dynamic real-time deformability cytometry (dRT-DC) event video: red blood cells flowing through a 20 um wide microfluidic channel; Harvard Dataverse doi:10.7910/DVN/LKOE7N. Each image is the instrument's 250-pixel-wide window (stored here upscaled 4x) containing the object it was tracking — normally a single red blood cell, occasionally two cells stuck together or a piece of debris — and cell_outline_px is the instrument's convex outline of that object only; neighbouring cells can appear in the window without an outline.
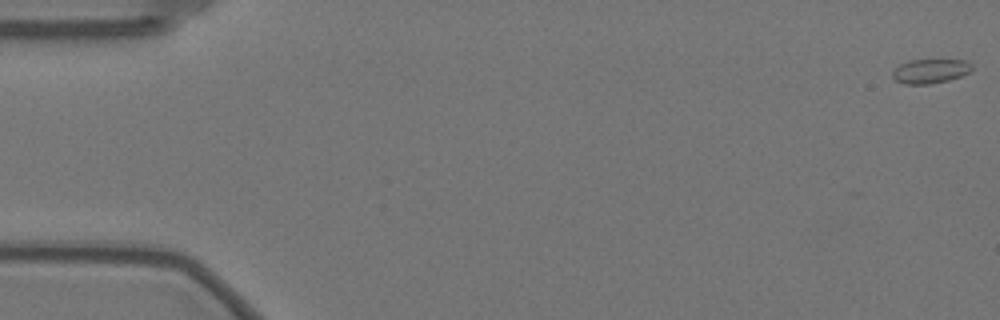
{"species": "Egyptian fruit bat (a non-hibernating species)", "species_latin": "Rousettus aegyptiacus", "temperature_condition": "warm", "stored_images_in_passage": 58, "camera_frame_rate_fps": 3000, "um_per_image_px": 0.085, "animal": {"sex": "female"}, "frame": {"image": 1, "passage_image": 1, "time_ms": 0.0, "image_size_px": [1000, 320], "cell_outline_px": [[972, 68], [968, 72], [960, 76], [948, 80], [928, 84], [904, 84], [896, 80], [892, 76], [892, 72], [900, 64], [908, 60], [968, 60], [972, 64]], "centroid_in_image_um": [79.07, 6.04], "position_along_channel_um": 5.9, "area_um2": 11.16}}
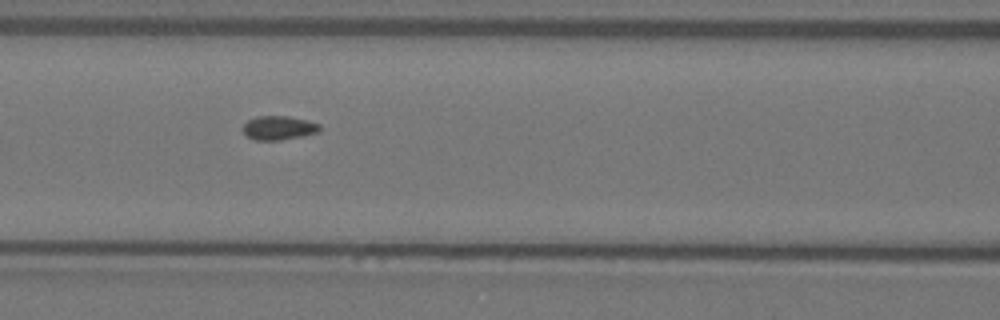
{"frame": {"image": 2, "passage_image": 25, "time_ms": 8.0, "image_size_px": [1000, 320], "cell_outline_px": [[320, 128], [316, 132], [300, 136], [280, 140], [256, 140], [248, 136], [244, 132], [244, 124], [248, 120], [256, 116], [288, 116], [308, 120], [320, 124]], "centroid_in_image_um": [23.69, 10.85], "position_along_channel_um": 142.9, "area_um2": 10.52}}
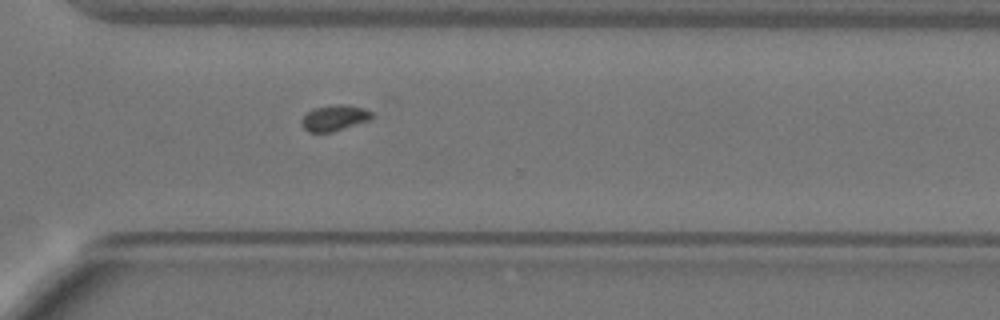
{"frame": {"image": 3, "passage_image": 42, "time_ms": 13.667, "image_size_px": [1000, 320], "cell_outline_px": [[376, 116], [372, 120], [332, 132], [308, 132], [300, 124], [300, 120], [312, 108], [336, 104], [348, 104], [364, 108], [372, 112]], "centroid_in_image_um": [28.47, 10.02], "position_along_channel_um": 342.1, "area_um2": 10.92}, "authors_computed_cell_mechanics": {"area_um2": 10.7508, "velocity_mm_per_s": 3.5312, "shape_relaxation_time_tau1_ms": 5.6837, "shape_relaxation_time_tau2_ms": 0.9905, "deformation_change_tau1": 0.0987, "deformation_change_tau2": 0.0463}}